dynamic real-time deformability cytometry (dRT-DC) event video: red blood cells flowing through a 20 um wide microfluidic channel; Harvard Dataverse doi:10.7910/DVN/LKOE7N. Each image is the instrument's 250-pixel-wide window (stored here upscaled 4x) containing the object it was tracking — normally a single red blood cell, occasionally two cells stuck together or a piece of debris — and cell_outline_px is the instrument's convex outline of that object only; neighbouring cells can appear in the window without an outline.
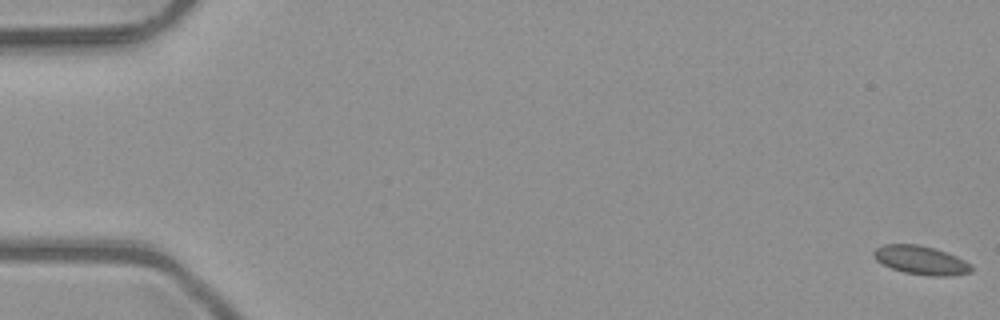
{"species": "common noctule bat (a hibernating species)", "species_latin": "Nyctalus noctula", "temperature_condition": "room temperature", "stored_images_in_passage": 5, "camera_frame_rate_fps": 3000, "um_per_image_px": 0.085, "animal": {"sex": "male", "body_mass_g": 23.1, "forearm_length_mm": 52.7}, "frame": {"image": 1, "passage_image": 1, "time_ms": 0.0, "image_size_px": [1000, 320], "cell_outline_px": [[972, 272], [944, 276], [940, 276], [904, 272], [892, 268], [876, 260], [872, 252], [876, 248], [884, 244], [920, 244], [956, 256], [972, 264]], "centroid_in_image_um": [78.27, 22.1], "position_along_channel_um": 6.7, "area_um2": 16.01}}